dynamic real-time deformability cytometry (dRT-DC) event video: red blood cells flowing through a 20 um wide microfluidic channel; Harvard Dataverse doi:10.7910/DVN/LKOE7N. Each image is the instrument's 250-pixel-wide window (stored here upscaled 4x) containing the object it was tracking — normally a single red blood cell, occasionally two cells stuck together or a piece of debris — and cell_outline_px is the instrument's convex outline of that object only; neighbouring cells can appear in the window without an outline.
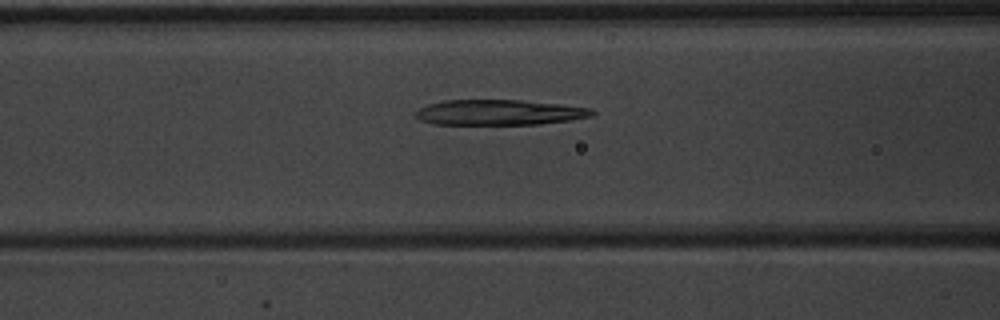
{"species": "common noctule bat (a hibernating species)", "species_latin": "Nyctalus noctula", "temperature_condition": "warm", "stored_images_in_passage": 51, "camera_frame_rate_fps": 3000, "um_per_image_px": 0.085, "animal": {"sex": "male", "body_mass_g": 20.1, "forearm_length_mm": 53.5}, "frame": {"image": 1, "passage_image": 22, "time_ms": 7.0, "image_size_px": [1000, 320], "cell_outline_px": [[596, 112], [592, 116], [572, 120], [540, 124], [432, 124], [420, 120], [416, 116], [416, 112], [420, 108], [428, 104], [444, 100], [520, 100], [592, 108]], "centroid_in_image_um": [42.45, 9.56], "position_along_channel_um": 124.2, "area_um2": 26.01}}
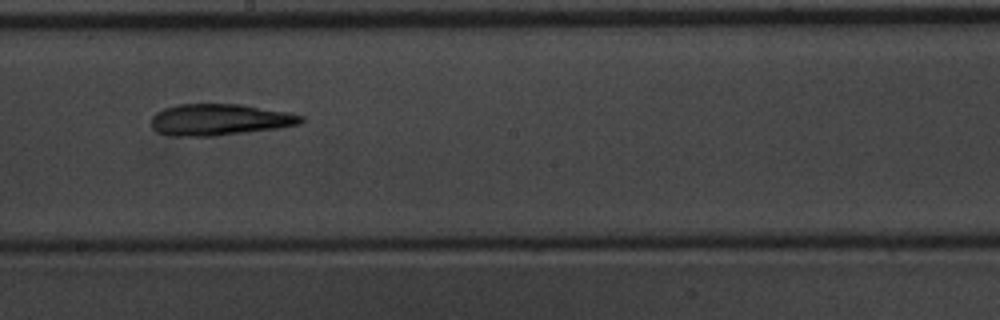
{"frame": {"image": 2, "passage_image": 30, "time_ms": 9.667, "image_size_px": [1000, 320], "cell_outline_px": [[304, 120], [300, 124], [276, 128], [212, 136], [172, 136], [160, 132], [152, 128], [152, 116], [156, 112], [164, 108], [180, 104], [240, 104], [288, 112], [304, 116]], "centroid_in_image_um": [18.66, 10.16], "position_along_channel_um": 229.5, "area_um2": 27.22}}
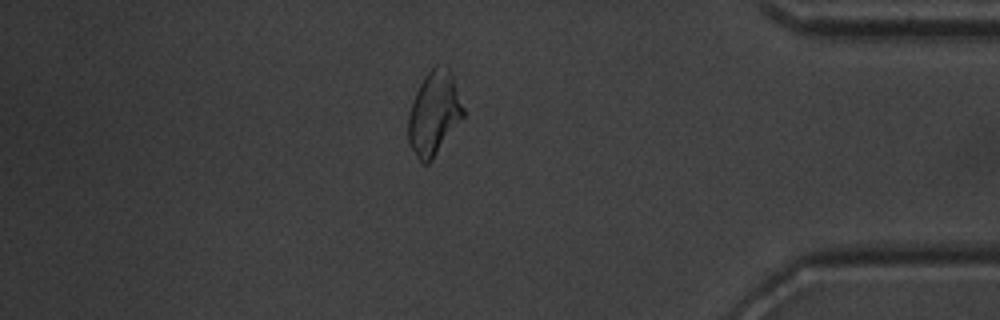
{"frame": {"image": 3, "passage_image": 45, "time_ms": 14.667, "image_size_px": [1000, 320], "cell_outline_px": [[464, 116], [432, 160], [428, 164], [424, 164], [416, 156], [408, 140], [408, 116], [412, 100], [424, 76], [436, 64], [448, 68], [452, 76], [464, 108]], "centroid_in_image_um": [36.88, 9.64], "position_along_channel_um": 398.3, "area_um2": 26.53}}